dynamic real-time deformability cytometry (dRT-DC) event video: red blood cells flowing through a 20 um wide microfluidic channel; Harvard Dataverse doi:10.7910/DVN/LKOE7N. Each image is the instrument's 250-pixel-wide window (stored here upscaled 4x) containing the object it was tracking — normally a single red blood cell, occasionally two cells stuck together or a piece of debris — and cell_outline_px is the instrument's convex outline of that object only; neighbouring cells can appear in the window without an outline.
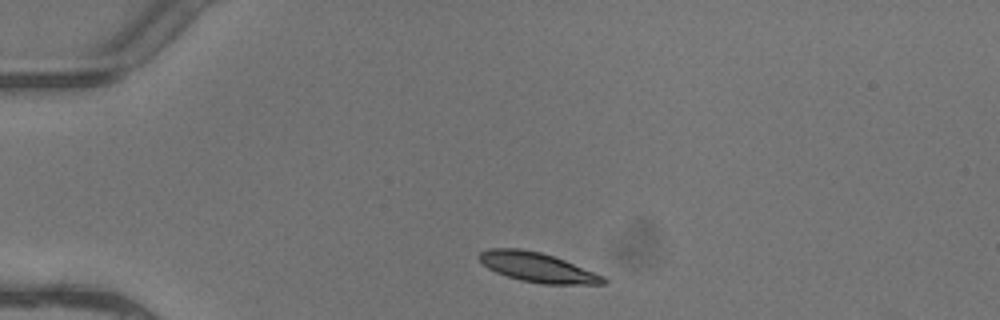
{"species": "common noctule bat (a hibernating species)", "species_latin": "Nyctalus noctula", "temperature_condition": "warm", "stored_images_in_passage": 2, "camera_frame_rate_fps": 3000, "um_per_image_px": 0.085, "animal": {"sex": "female"}, "frame": {"image": 1, "passage_image": 1, "time_ms": 0.0, "image_size_px": [1000, 320], "cell_outline_px": [[608, 280], [604, 284], [544, 284], [520, 280], [496, 272], [488, 268], [476, 256], [480, 252], [488, 248], [520, 248], [540, 252], [564, 260], [604, 276]], "centroid_in_image_um": [45.66, 22.72], "position_along_channel_um": 39.3, "area_um2": 21.21}}